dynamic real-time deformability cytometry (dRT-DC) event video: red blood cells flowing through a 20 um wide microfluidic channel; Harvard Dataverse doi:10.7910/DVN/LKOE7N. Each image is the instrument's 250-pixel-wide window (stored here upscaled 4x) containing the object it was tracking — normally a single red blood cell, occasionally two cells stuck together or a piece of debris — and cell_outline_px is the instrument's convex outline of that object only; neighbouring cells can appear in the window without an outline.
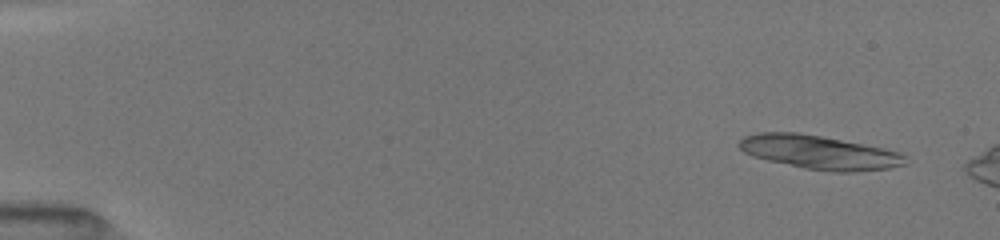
{"species": "common noctule bat (a hibernating species)", "species_latin": "Nyctalus noctula", "temperature_condition": "room temperature", "stored_images_in_passage": 12, "camera_frame_rate_fps": 3000, "um_per_image_px": 0.085, "animal": {"sex": "female", "body_mass_g": 19.5, "forearm_length_mm": 54.1}, "frame": {"image": 1, "passage_image": 1, "time_ms": 0.0, "image_size_px": [1000, 240], "cell_outline_px": [[908, 164], [888, 168], [852, 172], [832, 172], [804, 168], [768, 160], [752, 156], [744, 152], [740, 148], [740, 140], [744, 136], [760, 132], [800, 132], [880, 148], [896, 152], [904, 156]], "centroid_in_image_um": [69.6, 12.95], "position_along_channel_um": 15.4, "area_um2": 32.19}}
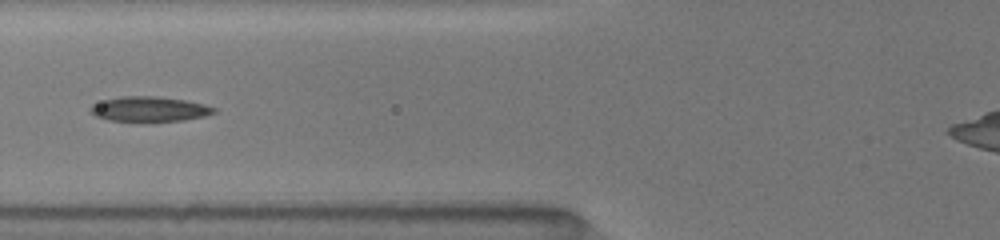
{"frame": {"image": 2, "passage_image": 10, "time_ms": 6.0, "image_size_px": [1000, 240], "cell_outline_px": [[216, 112], [204, 116], [184, 120], [108, 120], [96, 116], [88, 108], [92, 104], [104, 100], [120, 96], [156, 96], [184, 100], [204, 104], [216, 108]], "centroid_in_image_um": [12.69, 9.25], "position_along_channel_um": 113.1, "area_um2": 17.57}}
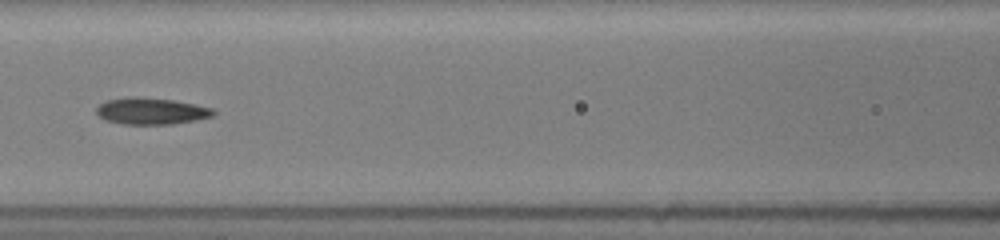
{"frame": {"image": 3, "passage_image": 11, "time_ms": 7.0, "image_size_px": [1000, 240], "cell_outline_px": [[216, 112], [212, 116], [196, 120], [172, 124], [124, 124], [104, 120], [96, 112], [96, 108], [100, 104], [108, 100], [132, 96], [136, 96], [172, 100], [212, 108]], "centroid_in_image_um": [12.83, 9.44], "position_along_channel_um": 153.8, "area_um2": 17.98}}